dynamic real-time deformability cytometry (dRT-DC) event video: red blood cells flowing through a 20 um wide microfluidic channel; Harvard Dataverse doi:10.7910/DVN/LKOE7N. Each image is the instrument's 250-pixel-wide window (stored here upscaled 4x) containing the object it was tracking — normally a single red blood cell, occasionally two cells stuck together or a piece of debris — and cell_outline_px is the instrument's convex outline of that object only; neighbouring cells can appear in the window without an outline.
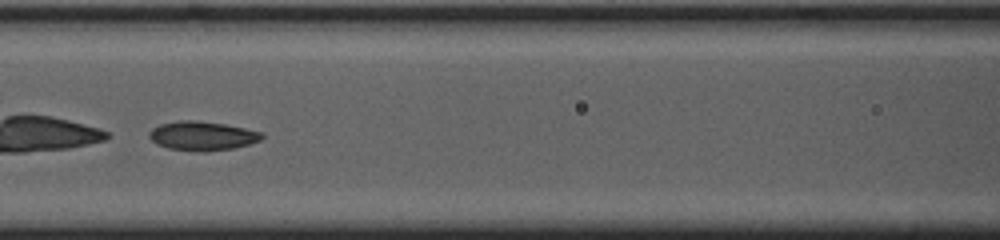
{"species": "common noctule bat (a hibernating species)", "species_latin": "Nyctalus noctula", "temperature_condition": "cold", "stored_images_in_passage": 52, "camera_frame_rate_fps": 3000, "um_per_image_px": 0.085, "animal": {"sex": "female", "body_mass_g": 23.0, "forearm_length_mm": 53.4}, "frame": {"image": 1, "passage_image": 23, "time_ms": 7.333, "image_size_px": [1000, 240], "cell_outline_px": [[264, 136], [260, 140], [248, 144], [232, 148], [204, 152], [200, 152], [168, 148], [156, 144], [148, 136], [148, 132], [152, 128], [160, 124], [180, 120], [196, 120], [224, 124], [264, 132]], "centroid_in_image_um": [17.17, 11.54], "position_along_channel_um": 149.4, "area_um2": 19.13}}
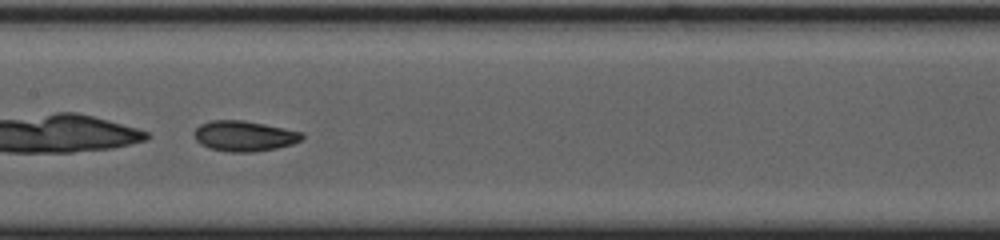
{"frame": {"image": 2, "passage_image": 26, "time_ms": 8.333, "image_size_px": [1000, 240], "cell_outline_px": [[304, 136], [300, 140], [292, 144], [276, 148], [252, 152], [232, 152], [212, 148], [200, 144], [196, 140], [192, 132], [200, 124], [212, 120], [244, 120], [304, 132]], "centroid_in_image_um": [20.75, 11.55], "position_along_channel_um": 186.6, "area_um2": 19.07}}
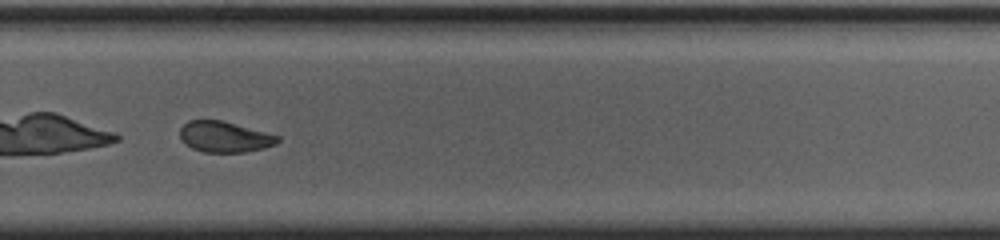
{"frame": {"image": 3, "passage_image": 36, "time_ms": 11.667, "image_size_px": [1000, 240], "cell_outline_px": [[280, 140], [276, 144], [264, 148], [244, 152], [204, 152], [192, 148], [180, 136], [180, 128], [188, 120], [220, 120], [280, 136]], "centroid_in_image_um": [19.1, 11.63], "position_along_channel_um": 310.7, "area_um2": 17.28}}